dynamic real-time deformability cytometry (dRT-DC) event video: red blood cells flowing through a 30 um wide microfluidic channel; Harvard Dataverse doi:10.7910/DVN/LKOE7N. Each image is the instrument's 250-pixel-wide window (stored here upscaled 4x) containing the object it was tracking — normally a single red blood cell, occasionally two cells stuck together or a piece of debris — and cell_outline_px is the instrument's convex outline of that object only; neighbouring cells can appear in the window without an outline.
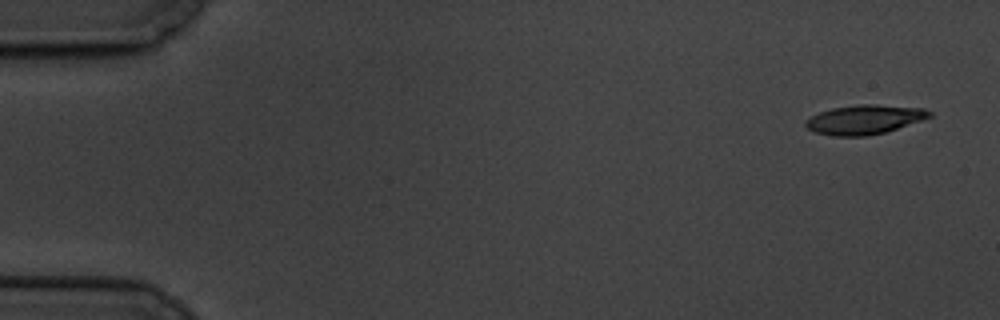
{"species": "common noctule bat (a hibernating species)", "species_latin": "Nyctalus noctula", "temperature_condition": "cold", "stored_images_in_passage": 6, "camera_frame_rate_fps": 3000, "um_per_image_px": 0.085, "animal": {"sex": "male", "body_mass_g": 19.5, "forearm_length_mm": 54.6}, "frame": {"image": 1, "passage_image": 1, "time_ms": 0.0, "image_size_px": [1000, 320], "cell_outline_px": [[932, 116], [884, 132], [864, 136], [832, 136], [816, 132], [808, 128], [804, 124], [804, 120], [820, 112], [832, 108], [860, 104], [876, 104], [924, 108], [932, 112]], "centroid_in_image_um": [73.46, 10.15], "position_along_channel_um": 11.5, "area_um2": 20.92}}
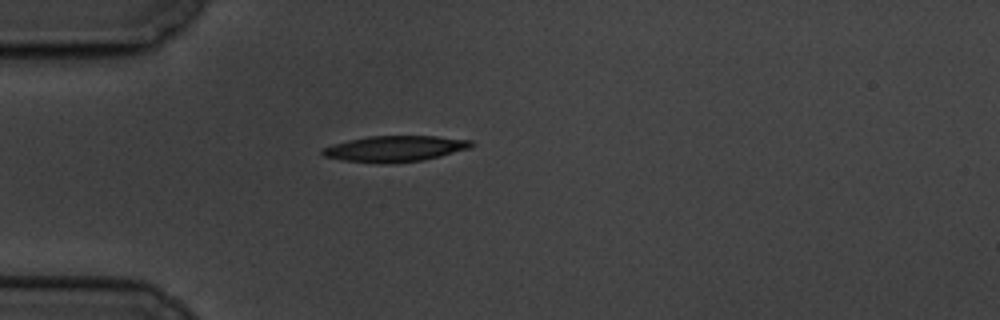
{"frame": {"image": 2, "passage_image": 5, "time_ms": 4.667, "image_size_px": [1000, 320], "cell_outline_px": [[476, 144], [472, 148], [440, 156], [420, 160], [340, 160], [324, 156], [320, 152], [324, 148], [332, 144], [348, 140], [368, 136], [436, 136], [472, 140]], "centroid_in_image_um": [33.65, 12.58], "position_along_channel_um": 51.3, "area_um2": 21.44}}